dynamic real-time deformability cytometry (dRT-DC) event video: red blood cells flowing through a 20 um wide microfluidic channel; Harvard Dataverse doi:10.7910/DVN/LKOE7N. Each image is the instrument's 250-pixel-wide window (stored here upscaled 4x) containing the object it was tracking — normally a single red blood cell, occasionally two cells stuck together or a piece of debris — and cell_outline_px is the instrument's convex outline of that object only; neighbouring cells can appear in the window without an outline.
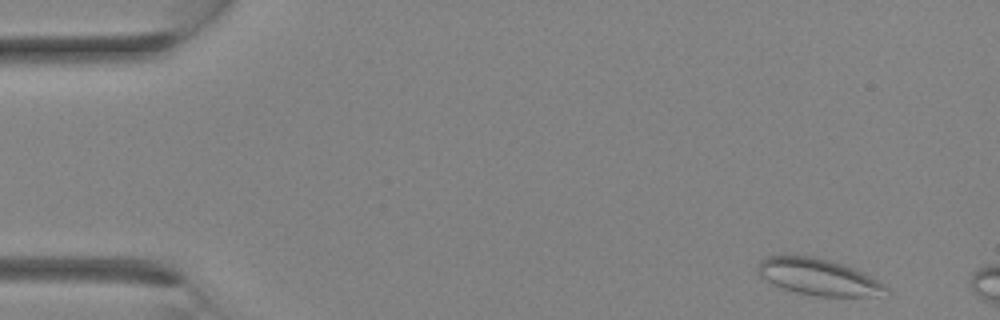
{"species": "Egyptian fruit bat (a non-hibernating species)", "species_latin": "Rousettus aegyptiacus", "temperature_condition": "room temperature", "stored_images_in_passage": 2, "camera_frame_rate_fps": 3000, "um_per_image_px": 0.085, "animal": {"sex": "female"}, "frame": {"image": 1, "passage_image": 1, "time_ms": 0.0, "image_size_px": [1000, 320], "cell_outline_px": [[888, 292], [876, 296], [816, 296], [796, 292], [772, 284], [760, 276], [756, 272], [756, 268], [760, 260], [764, 256], [780, 252], [784, 252], [816, 256], [844, 264], [864, 272], [884, 284], [888, 288]], "centroid_in_image_um": [69.47, 23.47], "position_along_channel_um": 15.5, "area_um2": 28.21}}